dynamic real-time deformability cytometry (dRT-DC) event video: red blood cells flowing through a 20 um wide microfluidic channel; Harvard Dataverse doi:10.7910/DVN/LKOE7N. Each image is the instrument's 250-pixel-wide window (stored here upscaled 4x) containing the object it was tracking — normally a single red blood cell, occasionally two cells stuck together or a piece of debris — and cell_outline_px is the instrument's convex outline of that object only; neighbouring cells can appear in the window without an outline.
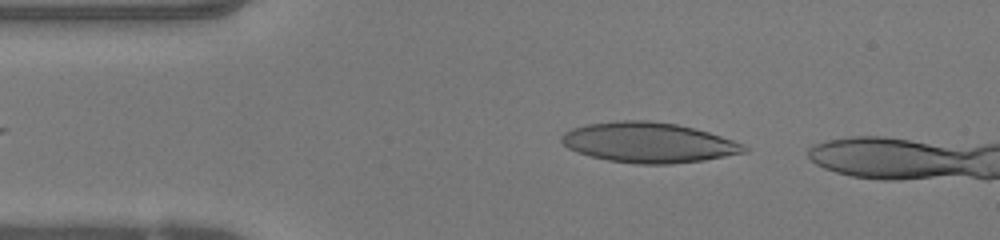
{"species": "human", "species_latin": "Homo sapiens", "temperature_condition": "warm", "stored_images_in_passage": 37, "camera_frame_rate_fps": 3000, "um_per_image_px": 0.085, "donor": {"sex": "female"}, "frame": {"image": 1, "passage_image": 4, "time_ms": 1.0, "image_size_px": [1000, 240], "cell_outline_px": [[748, 152], [704, 160], [668, 164], [636, 164], [608, 160], [592, 156], [568, 148], [560, 140], [560, 136], [564, 132], [572, 128], [588, 124], [624, 120], [648, 120], [676, 124], [708, 132], [744, 144], [748, 148]], "centroid_in_image_um": [55.14, 12.12], "position_along_channel_um": 29.9, "area_um2": 42.48}}
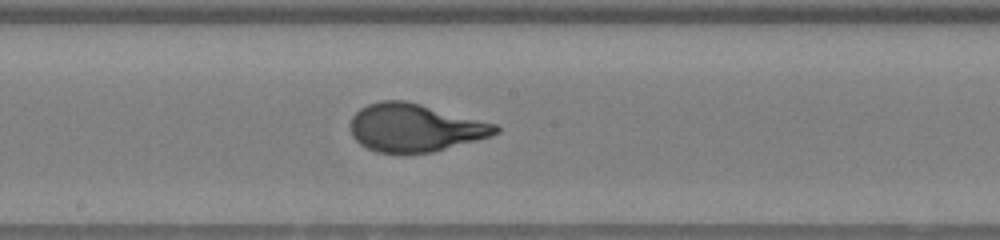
{"frame": {"image": 2, "passage_image": 20, "time_ms": 6.333, "image_size_px": [1000, 240], "cell_outline_px": [[500, 132], [492, 136], [432, 152], [376, 152], [360, 144], [352, 136], [352, 116], [360, 108], [368, 104], [380, 100], [404, 100], [420, 104], [496, 124], [500, 128]], "centroid_in_image_um": [35.27, 10.85], "position_along_channel_um": 212.9, "area_um2": 40.06}}
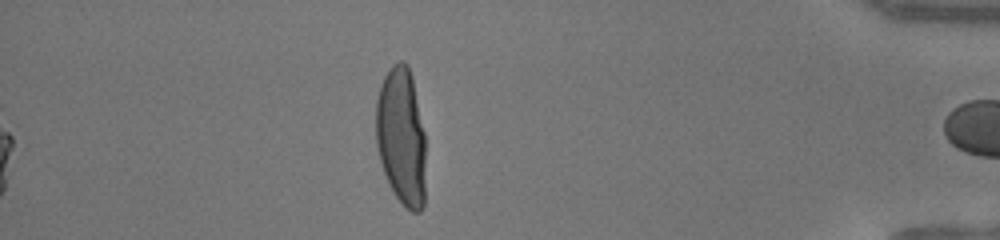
{"frame": {"image": 3, "passage_image": 37, "time_ms": 12.0, "image_size_px": [1000, 240], "cell_outline_px": [[424, 208], [420, 212], [412, 212], [392, 192], [388, 184], [380, 160], [376, 144], [376, 100], [380, 84], [388, 68], [392, 64], [400, 60], [404, 60], [408, 64], [412, 76], [424, 132]], "centroid_in_image_um": [34.1, 11.56], "position_along_channel_um": 401.1, "area_um2": 40.17}, "authors_computed_cell_mechanics": {"area_um2": 40.3444, "velocity_mm_per_s": 4.2051, "shape_relaxation_time_tau1_ms": 6.1682, "shape_relaxation_time_tau2_ms": null, "deformation_change_tau1": 0.3478, "deformation_change_tau2": null}}